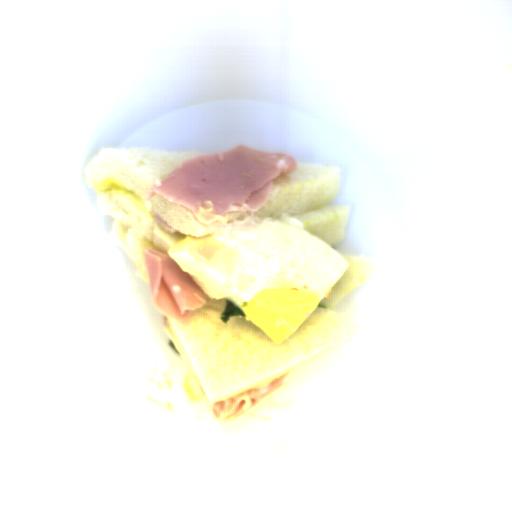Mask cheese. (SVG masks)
I'll return each mask as SVG.
<instances>
[{"label": "cheese", "mask_w": 512, "mask_h": 512, "mask_svg": "<svg viewBox=\"0 0 512 512\" xmlns=\"http://www.w3.org/2000/svg\"><path fill=\"white\" fill-rule=\"evenodd\" d=\"M322 300V296L306 289L275 288L263 289L238 306L245 319L277 345L290 337Z\"/></svg>", "instance_id": "1"}, {"label": "cheese", "mask_w": 512, "mask_h": 512, "mask_svg": "<svg viewBox=\"0 0 512 512\" xmlns=\"http://www.w3.org/2000/svg\"><path fill=\"white\" fill-rule=\"evenodd\" d=\"M95 190H115L124 193L127 195L131 201L136 205V207L145 213L151 219H154L153 215L148 211L144 201L141 197L135 193L133 190H127L121 183L113 179L111 176L100 181L95 185Z\"/></svg>", "instance_id": "2"}, {"label": "cheese", "mask_w": 512, "mask_h": 512, "mask_svg": "<svg viewBox=\"0 0 512 512\" xmlns=\"http://www.w3.org/2000/svg\"><path fill=\"white\" fill-rule=\"evenodd\" d=\"M182 382L186 395L190 402L196 403L200 401L206 391L191 369H188V371L186 372L185 376L182 379Z\"/></svg>", "instance_id": "3"}]
</instances>
